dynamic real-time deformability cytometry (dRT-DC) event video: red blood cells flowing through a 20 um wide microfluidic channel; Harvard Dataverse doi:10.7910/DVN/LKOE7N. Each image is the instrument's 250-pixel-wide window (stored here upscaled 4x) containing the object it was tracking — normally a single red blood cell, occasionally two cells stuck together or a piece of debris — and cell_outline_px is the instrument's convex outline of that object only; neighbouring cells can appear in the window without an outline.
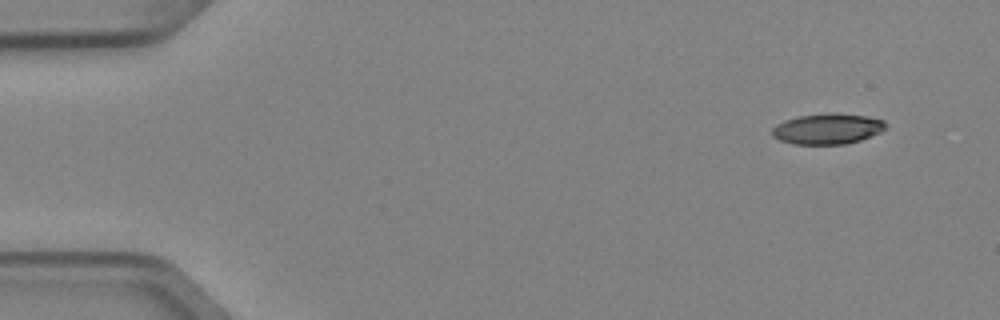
{"species": "Egyptian fruit bat (a non-hibernating species)", "species_latin": "Rousettus aegyptiacus", "temperature_condition": "cold", "stored_images_in_passage": 5, "camera_frame_rate_fps": 3000, "um_per_image_px": 0.085, "animal": {"sex": "female"}, "frame": {"image": 1, "passage_image": 1, "time_ms": 0.0, "image_size_px": [1000, 320], "cell_outline_px": [[888, 128], [880, 132], [860, 140], [844, 144], [792, 144], [780, 140], [772, 136], [772, 128], [776, 124], [784, 120], [800, 116], [864, 116], [884, 120], [888, 124]], "centroid_in_image_um": [70.33, 11.0], "position_along_channel_um": 14.7, "area_um2": 19.42}}
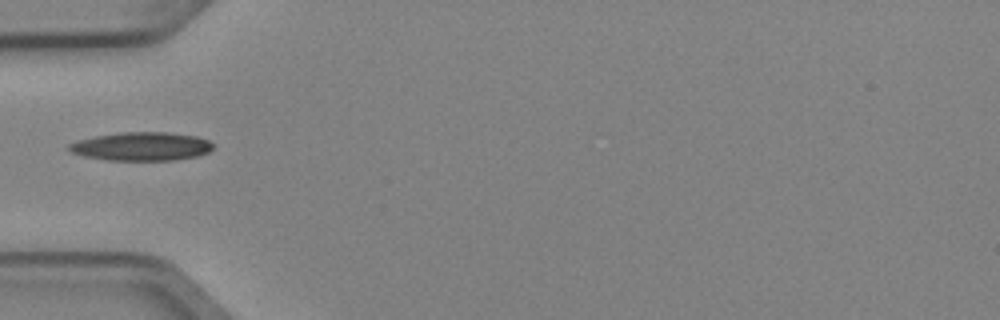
{"frame": {"image": 2, "passage_image": 4, "time_ms": 1.0, "image_size_px": [1000, 320], "cell_outline_px": [[212, 148], [208, 152], [196, 156], [172, 160], [108, 160], [84, 156], [72, 152], [68, 148], [68, 144], [80, 140], [96, 136], [120, 132], [168, 132], [196, 136], [208, 140], [212, 144]], "centroid_in_image_um": [12.03, 12.44], "position_along_channel_um": 73.0, "area_um2": 23.7}}
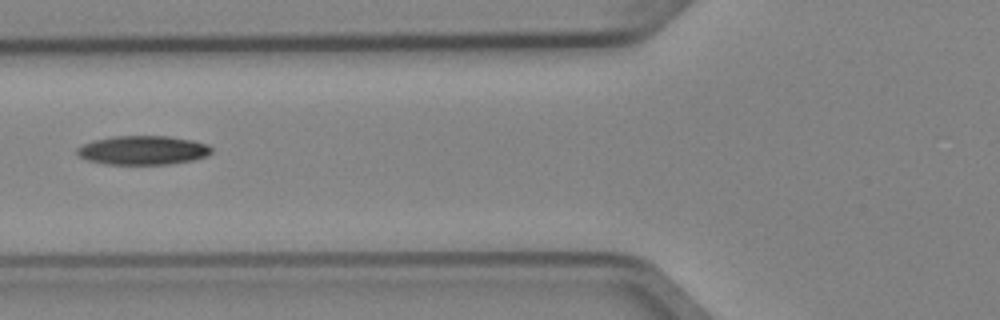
{"frame": {"image": 3, "passage_image": 5, "time_ms": 1.333, "image_size_px": [1000, 320], "cell_outline_px": [[212, 152], [208, 156], [192, 160], [168, 164], [104, 164], [88, 160], [80, 156], [76, 152], [76, 148], [92, 140], [112, 136], [168, 136], [192, 140], [208, 144], [212, 148]], "centroid_in_image_um": [12.15, 12.76], "position_along_channel_um": 113.6, "area_um2": 22.77}}